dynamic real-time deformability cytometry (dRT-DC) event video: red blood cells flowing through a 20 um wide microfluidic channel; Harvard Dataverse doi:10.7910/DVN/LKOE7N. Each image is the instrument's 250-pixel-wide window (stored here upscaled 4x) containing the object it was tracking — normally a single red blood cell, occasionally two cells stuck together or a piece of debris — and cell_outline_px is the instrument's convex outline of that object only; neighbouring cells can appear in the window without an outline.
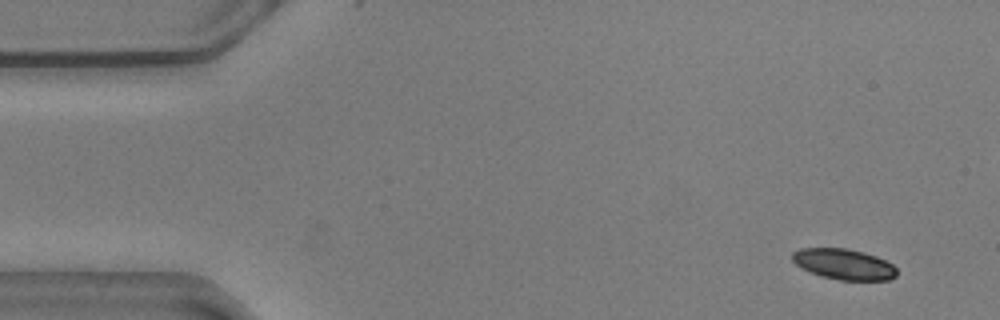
{"species": "common noctule bat (a hibernating species)", "species_latin": "Nyctalus noctula", "temperature_condition": "warm", "stored_images_in_passage": 54, "camera_frame_rate_fps": 3000, "um_per_image_px": 0.085, "animal": {"sex": "male", "body_mass_g": 20.5, "forearm_length_mm": 52.5}, "frame": {"image": 1, "passage_image": 1, "time_ms": 0.0, "image_size_px": [1000, 320], "cell_outline_px": [[896, 276], [888, 280], [840, 280], [820, 276], [800, 268], [792, 260], [792, 252], [800, 248], [848, 248], [864, 252], [876, 256], [892, 264], [896, 268]], "centroid_in_image_um": [71.7, 22.45], "position_along_channel_um": 13.3, "area_um2": 18.79}}
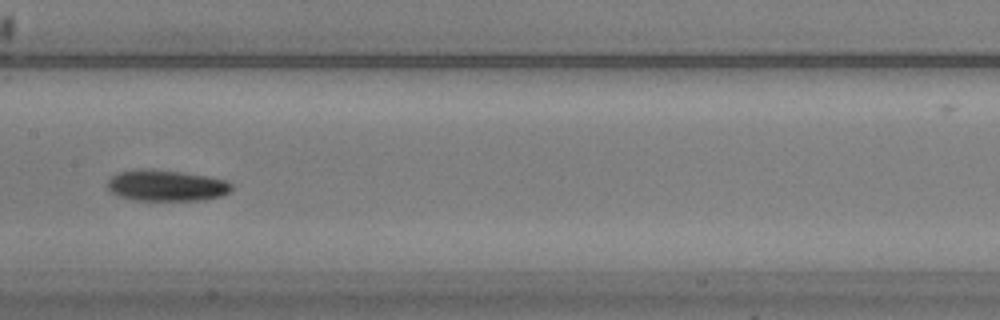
{"frame": {"image": 2, "passage_image": 25, "time_ms": 8.0, "image_size_px": [1000, 320], "cell_outline_px": [[232, 188], [228, 192], [220, 196], [204, 200], [132, 200], [120, 196], [112, 192], [108, 188], [108, 180], [112, 176], [120, 172], [132, 168], [152, 168], [208, 176], [224, 180], [232, 184]], "centroid_in_image_um": [14.11, 15.75], "position_along_channel_um": 193.3, "area_um2": 22.6}}
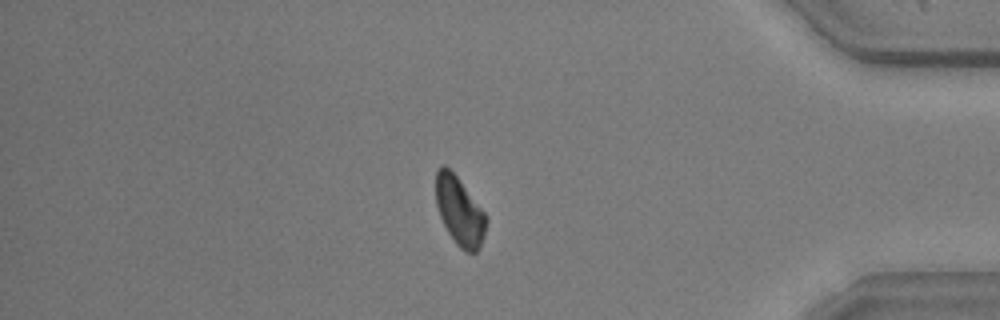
{"frame": {"image": 3, "passage_image": 45, "time_ms": 14.667, "image_size_px": [1000, 320], "cell_outline_px": [[488, 220], [480, 248], [476, 252], [464, 252], [456, 244], [448, 232], [440, 216], [436, 204], [436, 172], [440, 164], [444, 164], [456, 176], [484, 212]], "centroid_in_image_um": [39.06, 17.96], "position_along_channel_um": 396.1, "area_um2": 19.88}, "authors_computed_cell_mechanics": {"area_um2": 21.1259, "velocity_mm_per_s": 3.5732, "shape_relaxation_time_tau1_ms": 3.0113, "shape_relaxation_time_tau2_ms": null, "deformation_change_tau1": 0.0889, "deformation_change_tau2": null}}